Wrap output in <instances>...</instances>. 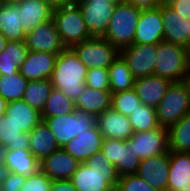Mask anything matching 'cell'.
I'll use <instances>...</instances> for the list:
<instances>
[{
    "instance_id": "obj_35",
    "label": "cell",
    "mask_w": 190,
    "mask_h": 191,
    "mask_svg": "<svg viewBox=\"0 0 190 191\" xmlns=\"http://www.w3.org/2000/svg\"><path fill=\"white\" fill-rule=\"evenodd\" d=\"M134 132H144L159 127L155 108L141 104L128 116Z\"/></svg>"
},
{
    "instance_id": "obj_38",
    "label": "cell",
    "mask_w": 190,
    "mask_h": 191,
    "mask_svg": "<svg viewBox=\"0 0 190 191\" xmlns=\"http://www.w3.org/2000/svg\"><path fill=\"white\" fill-rule=\"evenodd\" d=\"M117 191H159L150 186L137 174L124 175L119 177L116 187Z\"/></svg>"
},
{
    "instance_id": "obj_29",
    "label": "cell",
    "mask_w": 190,
    "mask_h": 191,
    "mask_svg": "<svg viewBox=\"0 0 190 191\" xmlns=\"http://www.w3.org/2000/svg\"><path fill=\"white\" fill-rule=\"evenodd\" d=\"M0 31L7 41H25L26 31L22 28L18 5L4 4L0 10Z\"/></svg>"
},
{
    "instance_id": "obj_10",
    "label": "cell",
    "mask_w": 190,
    "mask_h": 191,
    "mask_svg": "<svg viewBox=\"0 0 190 191\" xmlns=\"http://www.w3.org/2000/svg\"><path fill=\"white\" fill-rule=\"evenodd\" d=\"M157 44H136L120 50V56L127 63L135 79L154 75Z\"/></svg>"
},
{
    "instance_id": "obj_48",
    "label": "cell",
    "mask_w": 190,
    "mask_h": 191,
    "mask_svg": "<svg viewBox=\"0 0 190 191\" xmlns=\"http://www.w3.org/2000/svg\"><path fill=\"white\" fill-rule=\"evenodd\" d=\"M8 106V102L0 96V115H4Z\"/></svg>"
},
{
    "instance_id": "obj_15",
    "label": "cell",
    "mask_w": 190,
    "mask_h": 191,
    "mask_svg": "<svg viewBox=\"0 0 190 191\" xmlns=\"http://www.w3.org/2000/svg\"><path fill=\"white\" fill-rule=\"evenodd\" d=\"M168 174L169 152L142 159L137 172V175L159 191H167Z\"/></svg>"
},
{
    "instance_id": "obj_55",
    "label": "cell",
    "mask_w": 190,
    "mask_h": 191,
    "mask_svg": "<svg viewBox=\"0 0 190 191\" xmlns=\"http://www.w3.org/2000/svg\"><path fill=\"white\" fill-rule=\"evenodd\" d=\"M4 5V1L3 0H0V10L2 8V6Z\"/></svg>"
},
{
    "instance_id": "obj_3",
    "label": "cell",
    "mask_w": 190,
    "mask_h": 191,
    "mask_svg": "<svg viewBox=\"0 0 190 191\" xmlns=\"http://www.w3.org/2000/svg\"><path fill=\"white\" fill-rule=\"evenodd\" d=\"M189 51L190 49L171 42H159L154 75L171 82H182L188 71Z\"/></svg>"
},
{
    "instance_id": "obj_50",
    "label": "cell",
    "mask_w": 190,
    "mask_h": 191,
    "mask_svg": "<svg viewBox=\"0 0 190 191\" xmlns=\"http://www.w3.org/2000/svg\"><path fill=\"white\" fill-rule=\"evenodd\" d=\"M3 155H4V149L0 146V174L4 172Z\"/></svg>"
},
{
    "instance_id": "obj_18",
    "label": "cell",
    "mask_w": 190,
    "mask_h": 191,
    "mask_svg": "<svg viewBox=\"0 0 190 191\" xmlns=\"http://www.w3.org/2000/svg\"><path fill=\"white\" fill-rule=\"evenodd\" d=\"M103 141L104 138L96 125L81 134H77L63 148L80 163H84L96 152L101 151Z\"/></svg>"
},
{
    "instance_id": "obj_20",
    "label": "cell",
    "mask_w": 190,
    "mask_h": 191,
    "mask_svg": "<svg viewBox=\"0 0 190 191\" xmlns=\"http://www.w3.org/2000/svg\"><path fill=\"white\" fill-rule=\"evenodd\" d=\"M167 191H190V153L169 151Z\"/></svg>"
},
{
    "instance_id": "obj_52",
    "label": "cell",
    "mask_w": 190,
    "mask_h": 191,
    "mask_svg": "<svg viewBox=\"0 0 190 191\" xmlns=\"http://www.w3.org/2000/svg\"><path fill=\"white\" fill-rule=\"evenodd\" d=\"M177 0H159L160 6H170L175 3Z\"/></svg>"
},
{
    "instance_id": "obj_8",
    "label": "cell",
    "mask_w": 190,
    "mask_h": 191,
    "mask_svg": "<svg viewBox=\"0 0 190 191\" xmlns=\"http://www.w3.org/2000/svg\"><path fill=\"white\" fill-rule=\"evenodd\" d=\"M92 37H103L118 0H74Z\"/></svg>"
},
{
    "instance_id": "obj_13",
    "label": "cell",
    "mask_w": 190,
    "mask_h": 191,
    "mask_svg": "<svg viewBox=\"0 0 190 191\" xmlns=\"http://www.w3.org/2000/svg\"><path fill=\"white\" fill-rule=\"evenodd\" d=\"M163 41L190 49V20L175 12L170 6H161Z\"/></svg>"
},
{
    "instance_id": "obj_6",
    "label": "cell",
    "mask_w": 190,
    "mask_h": 191,
    "mask_svg": "<svg viewBox=\"0 0 190 191\" xmlns=\"http://www.w3.org/2000/svg\"><path fill=\"white\" fill-rule=\"evenodd\" d=\"M159 126L169 128L190 112V97L182 82H172L155 108Z\"/></svg>"
},
{
    "instance_id": "obj_27",
    "label": "cell",
    "mask_w": 190,
    "mask_h": 191,
    "mask_svg": "<svg viewBox=\"0 0 190 191\" xmlns=\"http://www.w3.org/2000/svg\"><path fill=\"white\" fill-rule=\"evenodd\" d=\"M28 48L25 41H8L0 53V75H13L25 61Z\"/></svg>"
},
{
    "instance_id": "obj_9",
    "label": "cell",
    "mask_w": 190,
    "mask_h": 191,
    "mask_svg": "<svg viewBox=\"0 0 190 191\" xmlns=\"http://www.w3.org/2000/svg\"><path fill=\"white\" fill-rule=\"evenodd\" d=\"M126 142L141 160L161 155L169 152L168 128L159 126L150 131L134 132Z\"/></svg>"
},
{
    "instance_id": "obj_39",
    "label": "cell",
    "mask_w": 190,
    "mask_h": 191,
    "mask_svg": "<svg viewBox=\"0 0 190 191\" xmlns=\"http://www.w3.org/2000/svg\"><path fill=\"white\" fill-rule=\"evenodd\" d=\"M85 84L97 90H110L108 69L89 68L86 74Z\"/></svg>"
},
{
    "instance_id": "obj_42",
    "label": "cell",
    "mask_w": 190,
    "mask_h": 191,
    "mask_svg": "<svg viewBox=\"0 0 190 191\" xmlns=\"http://www.w3.org/2000/svg\"><path fill=\"white\" fill-rule=\"evenodd\" d=\"M94 172L99 173H117L114 164L103 155L102 151L96 152L92 157L84 162Z\"/></svg>"
},
{
    "instance_id": "obj_2",
    "label": "cell",
    "mask_w": 190,
    "mask_h": 191,
    "mask_svg": "<svg viewBox=\"0 0 190 191\" xmlns=\"http://www.w3.org/2000/svg\"><path fill=\"white\" fill-rule=\"evenodd\" d=\"M140 13V9L135 8L126 0L118 1L103 38L119 51L132 45Z\"/></svg>"
},
{
    "instance_id": "obj_41",
    "label": "cell",
    "mask_w": 190,
    "mask_h": 191,
    "mask_svg": "<svg viewBox=\"0 0 190 191\" xmlns=\"http://www.w3.org/2000/svg\"><path fill=\"white\" fill-rule=\"evenodd\" d=\"M101 151L116 168V166L121 162L122 139H104Z\"/></svg>"
},
{
    "instance_id": "obj_33",
    "label": "cell",
    "mask_w": 190,
    "mask_h": 191,
    "mask_svg": "<svg viewBox=\"0 0 190 191\" xmlns=\"http://www.w3.org/2000/svg\"><path fill=\"white\" fill-rule=\"evenodd\" d=\"M75 103L61 90L53 88L46 101L41 117L68 115L75 112Z\"/></svg>"
},
{
    "instance_id": "obj_34",
    "label": "cell",
    "mask_w": 190,
    "mask_h": 191,
    "mask_svg": "<svg viewBox=\"0 0 190 191\" xmlns=\"http://www.w3.org/2000/svg\"><path fill=\"white\" fill-rule=\"evenodd\" d=\"M28 80L20 72L0 75V96L7 102L22 100Z\"/></svg>"
},
{
    "instance_id": "obj_53",
    "label": "cell",
    "mask_w": 190,
    "mask_h": 191,
    "mask_svg": "<svg viewBox=\"0 0 190 191\" xmlns=\"http://www.w3.org/2000/svg\"><path fill=\"white\" fill-rule=\"evenodd\" d=\"M4 4H19L20 2L24 1V0H3Z\"/></svg>"
},
{
    "instance_id": "obj_19",
    "label": "cell",
    "mask_w": 190,
    "mask_h": 191,
    "mask_svg": "<svg viewBox=\"0 0 190 191\" xmlns=\"http://www.w3.org/2000/svg\"><path fill=\"white\" fill-rule=\"evenodd\" d=\"M96 125L104 139L127 140L134 133L129 117L115 111L112 107L97 116Z\"/></svg>"
},
{
    "instance_id": "obj_11",
    "label": "cell",
    "mask_w": 190,
    "mask_h": 191,
    "mask_svg": "<svg viewBox=\"0 0 190 191\" xmlns=\"http://www.w3.org/2000/svg\"><path fill=\"white\" fill-rule=\"evenodd\" d=\"M25 42L30 51L60 54L66 49L53 18L26 32Z\"/></svg>"
},
{
    "instance_id": "obj_23",
    "label": "cell",
    "mask_w": 190,
    "mask_h": 191,
    "mask_svg": "<svg viewBox=\"0 0 190 191\" xmlns=\"http://www.w3.org/2000/svg\"><path fill=\"white\" fill-rule=\"evenodd\" d=\"M4 171L29 176L40 169V162L29 149H4Z\"/></svg>"
},
{
    "instance_id": "obj_1",
    "label": "cell",
    "mask_w": 190,
    "mask_h": 191,
    "mask_svg": "<svg viewBox=\"0 0 190 191\" xmlns=\"http://www.w3.org/2000/svg\"><path fill=\"white\" fill-rule=\"evenodd\" d=\"M88 68L83 65L71 48L58 54L50 77L53 88L61 90L74 103L86 87Z\"/></svg>"
},
{
    "instance_id": "obj_47",
    "label": "cell",
    "mask_w": 190,
    "mask_h": 191,
    "mask_svg": "<svg viewBox=\"0 0 190 191\" xmlns=\"http://www.w3.org/2000/svg\"><path fill=\"white\" fill-rule=\"evenodd\" d=\"M46 2L52 10L58 9L62 6L70 5L74 2V0H43Z\"/></svg>"
},
{
    "instance_id": "obj_31",
    "label": "cell",
    "mask_w": 190,
    "mask_h": 191,
    "mask_svg": "<svg viewBox=\"0 0 190 191\" xmlns=\"http://www.w3.org/2000/svg\"><path fill=\"white\" fill-rule=\"evenodd\" d=\"M169 151L190 153V112L168 128Z\"/></svg>"
},
{
    "instance_id": "obj_43",
    "label": "cell",
    "mask_w": 190,
    "mask_h": 191,
    "mask_svg": "<svg viewBox=\"0 0 190 191\" xmlns=\"http://www.w3.org/2000/svg\"><path fill=\"white\" fill-rule=\"evenodd\" d=\"M25 177L13 172H2L0 174V190L1 191H21V187L25 183Z\"/></svg>"
},
{
    "instance_id": "obj_7",
    "label": "cell",
    "mask_w": 190,
    "mask_h": 191,
    "mask_svg": "<svg viewBox=\"0 0 190 191\" xmlns=\"http://www.w3.org/2000/svg\"><path fill=\"white\" fill-rule=\"evenodd\" d=\"M71 49L88 69H108L120 56V51L103 37H92L74 45Z\"/></svg>"
},
{
    "instance_id": "obj_21",
    "label": "cell",
    "mask_w": 190,
    "mask_h": 191,
    "mask_svg": "<svg viewBox=\"0 0 190 191\" xmlns=\"http://www.w3.org/2000/svg\"><path fill=\"white\" fill-rule=\"evenodd\" d=\"M171 83L168 79L150 75L135 79L134 90L142 104L156 108Z\"/></svg>"
},
{
    "instance_id": "obj_37",
    "label": "cell",
    "mask_w": 190,
    "mask_h": 191,
    "mask_svg": "<svg viewBox=\"0 0 190 191\" xmlns=\"http://www.w3.org/2000/svg\"><path fill=\"white\" fill-rule=\"evenodd\" d=\"M141 159L128 147L126 140H122L121 162L116 166L119 177L137 174Z\"/></svg>"
},
{
    "instance_id": "obj_12",
    "label": "cell",
    "mask_w": 190,
    "mask_h": 191,
    "mask_svg": "<svg viewBox=\"0 0 190 191\" xmlns=\"http://www.w3.org/2000/svg\"><path fill=\"white\" fill-rule=\"evenodd\" d=\"M70 181L77 191H112L117 187L119 175L94 172L88 165L81 163Z\"/></svg>"
},
{
    "instance_id": "obj_25",
    "label": "cell",
    "mask_w": 190,
    "mask_h": 191,
    "mask_svg": "<svg viewBox=\"0 0 190 191\" xmlns=\"http://www.w3.org/2000/svg\"><path fill=\"white\" fill-rule=\"evenodd\" d=\"M112 105V92L110 90H97L85 87L75 102V108L88 114L100 116Z\"/></svg>"
},
{
    "instance_id": "obj_22",
    "label": "cell",
    "mask_w": 190,
    "mask_h": 191,
    "mask_svg": "<svg viewBox=\"0 0 190 191\" xmlns=\"http://www.w3.org/2000/svg\"><path fill=\"white\" fill-rule=\"evenodd\" d=\"M17 5L18 16L26 32L52 19L53 10L43 0H24Z\"/></svg>"
},
{
    "instance_id": "obj_49",
    "label": "cell",
    "mask_w": 190,
    "mask_h": 191,
    "mask_svg": "<svg viewBox=\"0 0 190 191\" xmlns=\"http://www.w3.org/2000/svg\"><path fill=\"white\" fill-rule=\"evenodd\" d=\"M7 42V39L0 31V53L5 49Z\"/></svg>"
},
{
    "instance_id": "obj_24",
    "label": "cell",
    "mask_w": 190,
    "mask_h": 191,
    "mask_svg": "<svg viewBox=\"0 0 190 191\" xmlns=\"http://www.w3.org/2000/svg\"><path fill=\"white\" fill-rule=\"evenodd\" d=\"M29 138V150L39 162L60 148L55 136L43 120L29 132Z\"/></svg>"
},
{
    "instance_id": "obj_30",
    "label": "cell",
    "mask_w": 190,
    "mask_h": 191,
    "mask_svg": "<svg viewBox=\"0 0 190 191\" xmlns=\"http://www.w3.org/2000/svg\"><path fill=\"white\" fill-rule=\"evenodd\" d=\"M110 91L113 93L134 88L135 78L124 59L119 56L108 67Z\"/></svg>"
},
{
    "instance_id": "obj_45",
    "label": "cell",
    "mask_w": 190,
    "mask_h": 191,
    "mask_svg": "<svg viewBox=\"0 0 190 191\" xmlns=\"http://www.w3.org/2000/svg\"><path fill=\"white\" fill-rule=\"evenodd\" d=\"M135 8L140 10L154 9L160 7L159 0H126Z\"/></svg>"
},
{
    "instance_id": "obj_28",
    "label": "cell",
    "mask_w": 190,
    "mask_h": 191,
    "mask_svg": "<svg viewBox=\"0 0 190 191\" xmlns=\"http://www.w3.org/2000/svg\"><path fill=\"white\" fill-rule=\"evenodd\" d=\"M29 143V132H23L5 114L0 115V146L3 149H29Z\"/></svg>"
},
{
    "instance_id": "obj_16",
    "label": "cell",
    "mask_w": 190,
    "mask_h": 191,
    "mask_svg": "<svg viewBox=\"0 0 190 191\" xmlns=\"http://www.w3.org/2000/svg\"><path fill=\"white\" fill-rule=\"evenodd\" d=\"M57 56L54 53L28 50L19 72L28 81L50 79Z\"/></svg>"
},
{
    "instance_id": "obj_26",
    "label": "cell",
    "mask_w": 190,
    "mask_h": 191,
    "mask_svg": "<svg viewBox=\"0 0 190 191\" xmlns=\"http://www.w3.org/2000/svg\"><path fill=\"white\" fill-rule=\"evenodd\" d=\"M5 115L23 132H30L42 120L41 113L23 100L8 102Z\"/></svg>"
},
{
    "instance_id": "obj_17",
    "label": "cell",
    "mask_w": 190,
    "mask_h": 191,
    "mask_svg": "<svg viewBox=\"0 0 190 191\" xmlns=\"http://www.w3.org/2000/svg\"><path fill=\"white\" fill-rule=\"evenodd\" d=\"M81 163L64 148L54 151L40 162V169L53 180H70Z\"/></svg>"
},
{
    "instance_id": "obj_40",
    "label": "cell",
    "mask_w": 190,
    "mask_h": 191,
    "mask_svg": "<svg viewBox=\"0 0 190 191\" xmlns=\"http://www.w3.org/2000/svg\"><path fill=\"white\" fill-rule=\"evenodd\" d=\"M52 180L39 169L36 173L26 176L21 191H50Z\"/></svg>"
},
{
    "instance_id": "obj_14",
    "label": "cell",
    "mask_w": 190,
    "mask_h": 191,
    "mask_svg": "<svg viewBox=\"0 0 190 191\" xmlns=\"http://www.w3.org/2000/svg\"><path fill=\"white\" fill-rule=\"evenodd\" d=\"M163 28L161 6L154 9L141 10L134 43L151 45L162 42Z\"/></svg>"
},
{
    "instance_id": "obj_51",
    "label": "cell",
    "mask_w": 190,
    "mask_h": 191,
    "mask_svg": "<svg viewBox=\"0 0 190 191\" xmlns=\"http://www.w3.org/2000/svg\"><path fill=\"white\" fill-rule=\"evenodd\" d=\"M183 83L185 84L188 91V95L190 97V75H186V77L183 79Z\"/></svg>"
},
{
    "instance_id": "obj_54",
    "label": "cell",
    "mask_w": 190,
    "mask_h": 191,
    "mask_svg": "<svg viewBox=\"0 0 190 191\" xmlns=\"http://www.w3.org/2000/svg\"><path fill=\"white\" fill-rule=\"evenodd\" d=\"M187 75H190V51H189V58H188V71Z\"/></svg>"
},
{
    "instance_id": "obj_36",
    "label": "cell",
    "mask_w": 190,
    "mask_h": 191,
    "mask_svg": "<svg viewBox=\"0 0 190 191\" xmlns=\"http://www.w3.org/2000/svg\"><path fill=\"white\" fill-rule=\"evenodd\" d=\"M141 104L134 88L112 94L111 107L125 116H129Z\"/></svg>"
},
{
    "instance_id": "obj_5",
    "label": "cell",
    "mask_w": 190,
    "mask_h": 191,
    "mask_svg": "<svg viewBox=\"0 0 190 191\" xmlns=\"http://www.w3.org/2000/svg\"><path fill=\"white\" fill-rule=\"evenodd\" d=\"M55 136L60 148H63L77 134H81L96 126L97 117L84 111L75 109L68 115L41 117Z\"/></svg>"
},
{
    "instance_id": "obj_32",
    "label": "cell",
    "mask_w": 190,
    "mask_h": 191,
    "mask_svg": "<svg viewBox=\"0 0 190 191\" xmlns=\"http://www.w3.org/2000/svg\"><path fill=\"white\" fill-rule=\"evenodd\" d=\"M53 85L50 79L28 81L22 100L42 113Z\"/></svg>"
},
{
    "instance_id": "obj_4",
    "label": "cell",
    "mask_w": 190,
    "mask_h": 191,
    "mask_svg": "<svg viewBox=\"0 0 190 191\" xmlns=\"http://www.w3.org/2000/svg\"><path fill=\"white\" fill-rule=\"evenodd\" d=\"M52 18L66 48H72L74 45L92 38L83 20L81 10L75 2L53 10Z\"/></svg>"
},
{
    "instance_id": "obj_46",
    "label": "cell",
    "mask_w": 190,
    "mask_h": 191,
    "mask_svg": "<svg viewBox=\"0 0 190 191\" xmlns=\"http://www.w3.org/2000/svg\"><path fill=\"white\" fill-rule=\"evenodd\" d=\"M50 191H77L70 180H53Z\"/></svg>"
},
{
    "instance_id": "obj_44",
    "label": "cell",
    "mask_w": 190,
    "mask_h": 191,
    "mask_svg": "<svg viewBox=\"0 0 190 191\" xmlns=\"http://www.w3.org/2000/svg\"><path fill=\"white\" fill-rule=\"evenodd\" d=\"M170 7L184 18L190 20V0H177Z\"/></svg>"
}]
</instances>
